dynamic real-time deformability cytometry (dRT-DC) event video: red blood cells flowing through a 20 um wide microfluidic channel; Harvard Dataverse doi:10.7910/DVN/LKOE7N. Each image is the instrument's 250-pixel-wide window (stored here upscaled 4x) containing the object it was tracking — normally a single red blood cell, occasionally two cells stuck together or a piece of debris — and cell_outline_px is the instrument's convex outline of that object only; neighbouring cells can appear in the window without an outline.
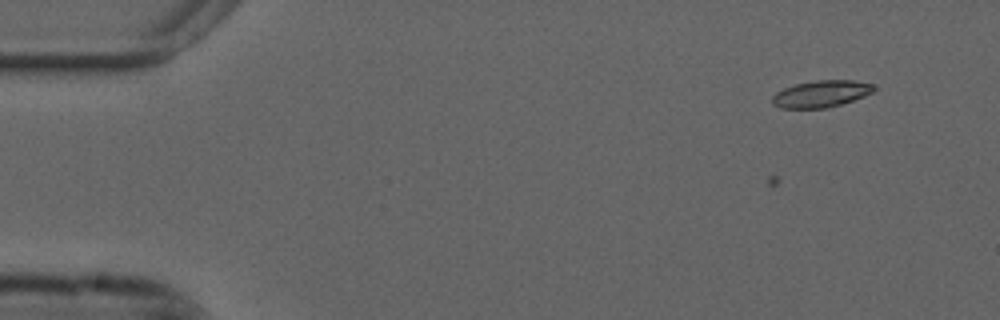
{"species": "common noctule bat (a hibernating species)", "species_latin": "Nyctalus noctula", "temperature_condition": "cold", "stored_images_in_passage": 9, "camera_frame_rate_fps": 3000, "um_per_image_px": 0.085, "animal": {"sex": "male", "forearm_length_mm": 52.5}, "frame": {"image": 1, "passage_image": 1, "time_ms": 0.0, "image_size_px": [1000, 320], "cell_outline_px": [[876, 88], [872, 92], [864, 96], [828, 108], [780, 108], [772, 104], [772, 96], [776, 92], [784, 88], [796, 84], [816, 80], [852, 80], [872, 84]], "centroid_in_image_um": [69.77, 7.98], "position_along_channel_um": 15.2, "area_um2": 15.78}}